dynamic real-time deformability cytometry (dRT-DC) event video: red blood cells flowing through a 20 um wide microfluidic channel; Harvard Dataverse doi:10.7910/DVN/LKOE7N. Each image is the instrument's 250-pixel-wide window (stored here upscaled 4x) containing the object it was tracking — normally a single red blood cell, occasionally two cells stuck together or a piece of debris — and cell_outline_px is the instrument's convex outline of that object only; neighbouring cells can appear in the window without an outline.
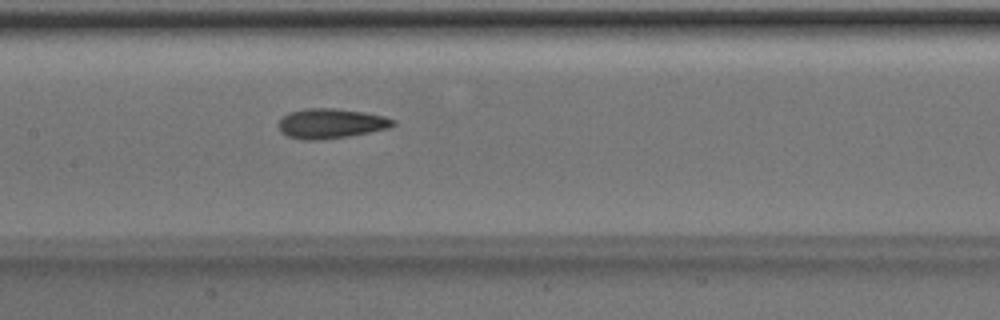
{"species": "Egyptian fruit bat (a non-hibernating species)", "species_latin": "Rousettus aegyptiacus", "temperature_condition": "room temperature", "stored_images_in_passage": 48, "camera_frame_rate_fps": 3000, "um_per_image_px": 0.085, "animal": {"sex": "male"}, "frame": {"image": 1, "passage_image": 22, "time_ms": 7.0, "image_size_px": [1000, 320], "cell_outline_px": [[396, 124], [388, 128], [348, 136], [316, 140], [304, 140], [288, 136], [280, 132], [276, 124], [288, 112], [304, 108], [332, 108], [364, 112], [384, 116], [396, 120]], "centroid_in_image_um": [28.09, 10.49], "position_along_channel_um": 179.3, "area_um2": 19.94}}
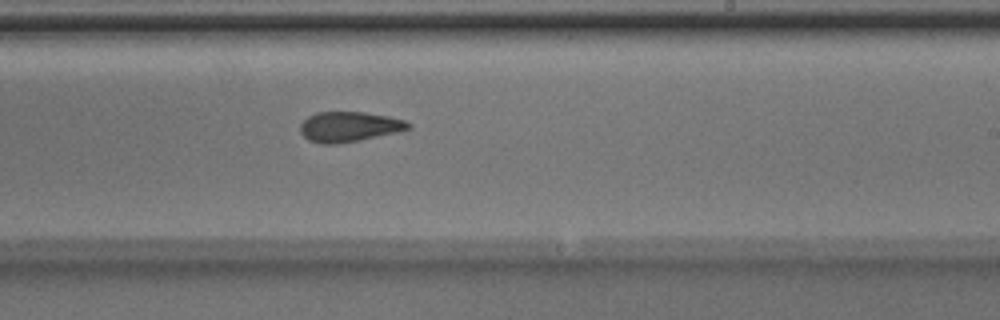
{"frame": {"image": 2, "passage_image": 28, "time_ms": 9.0, "image_size_px": [1000, 320], "cell_outline_px": [[412, 128], [396, 132], [336, 144], [320, 144], [308, 140], [300, 132], [300, 124], [308, 116], [316, 112], [364, 112], [388, 116], [404, 120], [412, 124]], "centroid_in_image_um": [29.65, 10.76], "position_along_channel_um": 259.4, "area_um2": 18.84}}
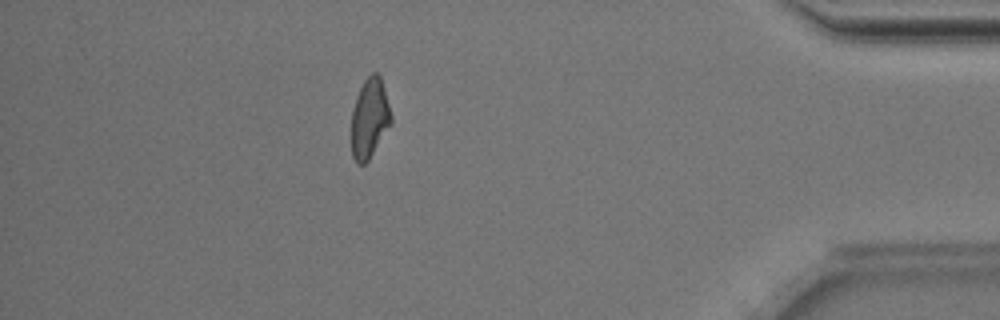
{"frame": {"image": 3, "passage_image": 42, "time_ms": 13.667, "image_size_px": [1000, 320], "cell_outline_px": [[392, 124], [368, 160], [364, 164], [356, 164], [352, 156], [348, 136], [352, 108], [356, 96], [364, 80], [372, 72], [376, 72], [380, 76], [392, 116]], "centroid_in_image_um": [31.35, 10.11], "position_along_channel_um": 403.8, "area_um2": 19.13}, "authors_computed_cell_mechanics": {"area_um2": 19.2185, "velocity_mm_per_s": 4.0356, "shape_relaxation_time_tau1_ms": 8.0117, "shape_relaxation_time_tau2_ms": 2.8526, "deformation_change_tau1": 0.1836, "deformation_change_tau2": 0.0939}}